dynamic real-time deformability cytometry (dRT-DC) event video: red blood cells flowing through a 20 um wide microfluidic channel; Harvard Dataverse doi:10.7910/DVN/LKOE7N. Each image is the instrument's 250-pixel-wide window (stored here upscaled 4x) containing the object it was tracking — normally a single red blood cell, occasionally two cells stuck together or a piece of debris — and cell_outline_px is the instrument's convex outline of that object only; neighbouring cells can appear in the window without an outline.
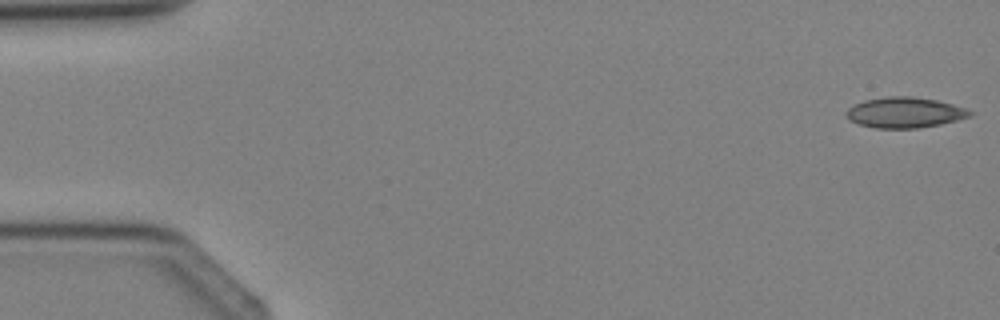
{"species": "Egyptian fruit bat (a non-hibernating species)", "species_latin": "Rousettus aegyptiacus", "temperature_condition": "cold", "stored_images_in_passage": 4, "camera_frame_rate_fps": 3000, "um_per_image_px": 0.085, "animal": {"sex": "female"}, "frame": {"image": 1, "passage_image": 1, "time_ms": 0.0, "image_size_px": [1000, 320], "cell_outline_px": [[972, 116], [940, 124], [920, 128], [872, 128], [848, 120], [844, 116], [844, 112], [852, 104], [864, 100], [888, 96], [912, 96], [936, 100], [952, 104], [964, 108], [972, 112]], "centroid_in_image_um": [76.83, 9.56], "position_along_channel_um": 8.2, "area_um2": 22.2}}